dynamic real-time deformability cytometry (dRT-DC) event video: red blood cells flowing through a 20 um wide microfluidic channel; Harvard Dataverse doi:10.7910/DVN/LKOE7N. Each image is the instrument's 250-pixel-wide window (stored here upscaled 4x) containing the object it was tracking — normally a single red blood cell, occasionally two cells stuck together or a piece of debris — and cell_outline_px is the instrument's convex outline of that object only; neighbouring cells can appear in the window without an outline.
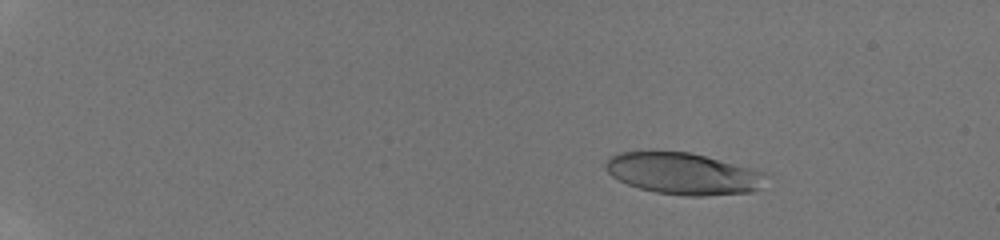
{"species": "human", "species_latin": "Homo sapiens", "temperature_condition": "room temperature", "stored_images_in_passage": 42, "camera_frame_rate_fps": 3000, "um_per_image_px": 0.085, "donor": {"sex": "male"}, "frame": {"image": 1, "passage_image": 9, "time_ms": 3.0, "image_size_px": [1000, 240], "cell_outline_px": [[764, 172], [756, 188], [748, 192], [704, 196], [684, 196], [656, 192], [640, 188], [628, 184], [612, 176], [608, 172], [604, 164], [612, 156], [620, 152], [688, 152], [704, 156]], "centroid_in_image_um": [57.97, 14.76], "position_along_channel_um": 27.0, "area_um2": 37.69}}
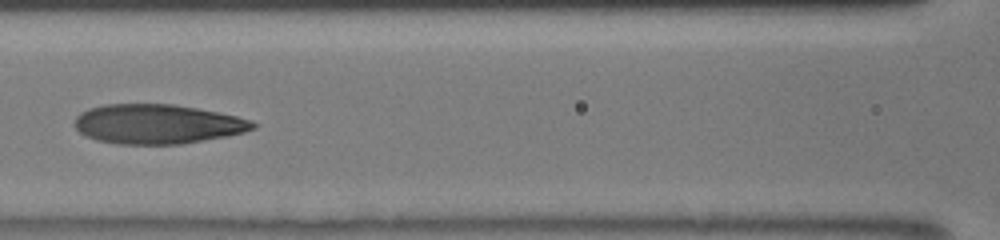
{"frame": {"image": 2, "passage_image": 27, "time_ms": 9.333, "image_size_px": [1000, 240], "cell_outline_px": [[256, 128], [244, 132], [228, 136], [180, 144], [120, 144], [96, 140], [80, 132], [76, 128], [76, 116], [80, 112], [88, 108], [104, 104], [172, 104], [196, 108], [236, 116], [252, 120], [256, 124]], "centroid_in_image_um": [13.38, 10.54], "position_along_channel_um": 153.2, "area_um2": 40.92}}
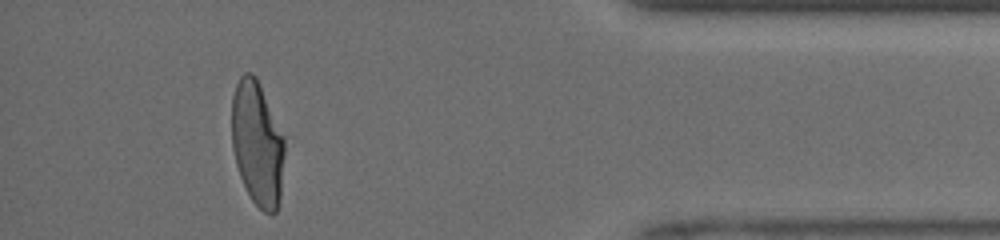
{"frame": {"image": 3, "passage_image": 41, "time_ms": 16.333, "image_size_px": [1000, 240], "cell_outline_px": [[284, 152], [280, 200], [276, 212], [272, 216], [264, 212], [252, 200], [240, 176], [236, 164], [232, 148], [232, 96], [236, 84], [240, 76], [244, 72], [252, 72], [256, 76], [284, 136]], "centroid_in_image_um": [21.87, 12.2], "position_along_channel_um": 413.3, "area_um2": 38.38}, "authors_computed_cell_mechanics": {"area_um2": 40.0265, "velocity_mm_per_s": 4.1754, "shape_relaxation_time_tau1_ms": 3.9313, "shape_relaxation_time_tau2_ms": 1.4374, "deformation_change_tau1": 0.207, "deformation_change_tau2": 0.0979}}